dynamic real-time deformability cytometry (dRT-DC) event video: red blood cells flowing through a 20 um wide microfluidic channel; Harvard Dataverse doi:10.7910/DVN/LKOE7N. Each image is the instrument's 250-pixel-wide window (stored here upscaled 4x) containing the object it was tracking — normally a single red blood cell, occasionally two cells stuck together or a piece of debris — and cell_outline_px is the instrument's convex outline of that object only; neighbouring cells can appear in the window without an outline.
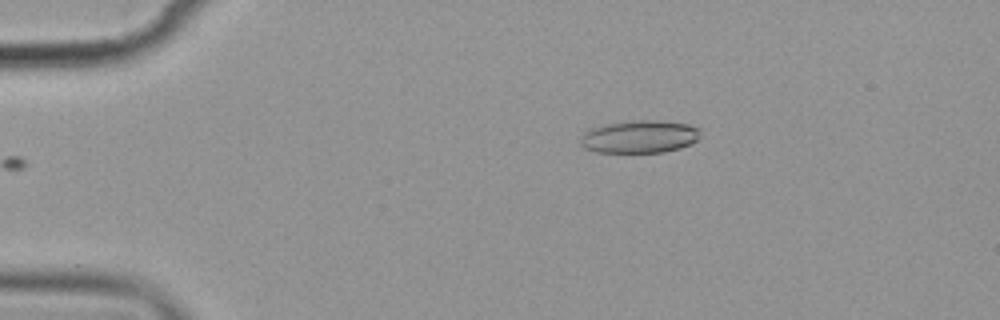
{"species": "common noctule bat (a hibernating species)", "species_latin": "Nyctalus noctula", "temperature_condition": "cold", "stored_images_in_passage": 2, "camera_frame_rate_fps": 3000, "um_per_image_px": 0.085, "animal": {"sex": "female", "body_mass_g": 19.9}, "frame": {"image": 1, "passage_image": 2, "time_ms": 1.333, "image_size_px": [1000, 320], "cell_outline_px": [[700, 136], [692, 144], [680, 148], [664, 152], [596, 152], [584, 148], [580, 144], [580, 140], [584, 132], [592, 128], [604, 124], [640, 120], [656, 120], [688, 124], [696, 128]], "centroid_in_image_um": [54.34, 11.62], "position_along_channel_um": 30.7, "area_um2": 22.72}}